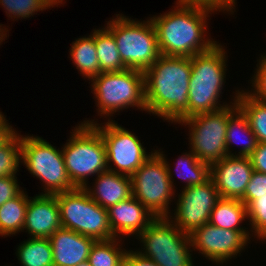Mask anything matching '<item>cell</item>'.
I'll list each match as a JSON object with an SVG mask.
<instances>
[{
	"instance_id": "cell-36",
	"label": "cell",
	"mask_w": 266,
	"mask_h": 266,
	"mask_svg": "<svg viewBox=\"0 0 266 266\" xmlns=\"http://www.w3.org/2000/svg\"><path fill=\"white\" fill-rule=\"evenodd\" d=\"M122 266H159L156 262L140 255L137 250L126 251Z\"/></svg>"
},
{
	"instance_id": "cell-15",
	"label": "cell",
	"mask_w": 266,
	"mask_h": 266,
	"mask_svg": "<svg viewBox=\"0 0 266 266\" xmlns=\"http://www.w3.org/2000/svg\"><path fill=\"white\" fill-rule=\"evenodd\" d=\"M253 171L249 157L227 156L210 165V178L220 197L241 199Z\"/></svg>"
},
{
	"instance_id": "cell-8",
	"label": "cell",
	"mask_w": 266,
	"mask_h": 266,
	"mask_svg": "<svg viewBox=\"0 0 266 266\" xmlns=\"http://www.w3.org/2000/svg\"><path fill=\"white\" fill-rule=\"evenodd\" d=\"M62 228L98 240L115 238L112 234L107 209L97 204L85 188L55 194Z\"/></svg>"
},
{
	"instance_id": "cell-35",
	"label": "cell",
	"mask_w": 266,
	"mask_h": 266,
	"mask_svg": "<svg viewBox=\"0 0 266 266\" xmlns=\"http://www.w3.org/2000/svg\"><path fill=\"white\" fill-rule=\"evenodd\" d=\"M248 157L254 171L266 174V143H258L256 149Z\"/></svg>"
},
{
	"instance_id": "cell-1",
	"label": "cell",
	"mask_w": 266,
	"mask_h": 266,
	"mask_svg": "<svg viewBox=\"0 0 266 266\" xmlns=\"http://www.w3.org/2000/svg\"><path fill=\"white\" fill-rule=\"evenodd\" d=\"M147 112L168 122L189 117L188 90L191 78L189 57L160 55L145 72Z\"/></svg>"
},
{
	"instance_id": "cell-38",
	"label": "cell",
	"mask_w": 266,
	"mask_h": 266,
	"mask_svg": "<svg viewBox=\"0 0 266 266\" xmlns=\"http://www.w3.org/2000/svg\"><path fill=\"white\" fill-rule=\"evenodd\" d=\"M5 118L6 116L0 112V147L16 133L14 128L7 123Z\"/></svg>"
},
{
	"instance_id": "cell-12",
	"label": "cell",
	"mask_w": 266,
	"mask_h": 266,
	"mask_svg": "<svg viewBox=\"0 0 266 266\" xmlns=\"http://www.w3.org/2000/svg\"><path fill=\"white\" fill-rule=\"evenodd\" d=\"M82 124L92 125L101 134L110 171L131 176L154 153L147 154L138 137L113 120L109 119L103 126L94 120L83 121ZM110 162L115 165L114 168Z\"/></svg>"
},
{
	"instance_id": "cell-33",
	"label": "cell",
	"mask_w": 266,
	"mask_h": 266,
	"mask_svg": "<svg viewBox=\"0 0 266 266\" xmlns=\"http://www.w3.org/2000/svg\"><path fill=\"white\" fill-rule=\"evenodd\" d=\"M264 194H266V174L253 171L244 196L240 200L247 206L252 200L257 199V195Z\"/></svg>"
},
{
	"instance_id": "cell-11",
	"label": "cell",
	"mask_w": 266,
	"mask_h": 266,
	"mask_svg": "<svg viewBox=\"0 0 266 266\" xmlns=\"http://www.w3.org/2000/svg\"><path fill=\"white\" fill-rule=\"evenodd\" d=\"M21 162L27 170L44 183L41 194L55 195L75 189L64 162L62 150L42 137L21 135Z\"/></svg>"
},
{
	"instance_id": "cell-4",
	"label": "cell",
	"mask_w": 266,
	"mask_h": 266,
	"mask_svg": "<svg viewBox=\"0 0 266 266\" xmlns=\"http://www.w3.org/2000/svg\"><path fill=\"white\" fill-rule=\"evenodd\" d=\"M105 27L113 36L127 69L145 72L160 57L157 35L151 19L135 21L116 14Z\"/></svg>"
},
{
	"instance_id": "cell-5",
	"label": "cell",
	"mask_w": 266,
	"mask_h": 266,
	"mask_svg": "<svg viewBox=\"0 0 266 266\" xmlns=\"http://www.w3.org/2000/svg\"><path fill=\"white\" fill-rule=\"evenodd\" d=\"M74 128L69 142L62 147V154L72 184L76 188H85L89 176L108 170L106 146L92 125L81 123Z\"/></svg>"
},
{
	"instance_id": "cell-7",
	"label": "cell",
	"mask_w": 266,
	"mask_h": 266,
	"mask_svg": "<svg viewBox=\"0 0 266 266\" xmlns=\"http://www.w3.org/2000/svg\"><path fill=\"white\" fill-rule=\"evenodd\" d=\"M164 155L160 150H154L131 175L132 195L155 217L170 216L169 204L175 193L171 166Z\"/></svg>"
},
{
	"instance_id": "cell-20",
	"label": "cell",
	"mask_w": 266,
	"mask_h": 266,
	"mask_svg": "<svg viewBox=\"0 0 266 266\" xmlns=\"http://www.w3.org/2000/svg\"><path fill=\"white\" fill-rule=\"evenodd\" d=\"M245 218H248L247 206L240 199L221 197L212 209L208 223L223 229L248 231L240 226Z\"/></svg>"
},
{
	"instance_id": "cell-31",
	"label": "cell",
	"mask_w": 266,
	"mask_h": 266,
	"mask_svg": "<svg viewBox=\"0 0 266 266\" xmlns=\"http://www.w3.org/2000/svg\"><path fill=\"white\" fill-rule=\"evenodd\" d=\"M247 216L251 224L252 232L257 239L266 240V194L257 195V199L252 200L247 205Z\"/></svg>"
},
{
	"instance_id": "cell-21",
	"label": "cell",
	"mask_w": 266,
	"mask_h": 266,
	"mask_svg": "<svg viewBox=\"0 0 266 266\" xmlns=\"http://www.w3.org/2000/svg\"><path fill=\"white\" fill-rule=\"evenodd\" d=\"M88 37H81L72 43L70 49L71 60L81 75L88 80L98 76L100 65L95 45V30Z\"/></svg>"
},
{
	"instance_id": "cell-30",
	"label": "cell",
	"mask_w": 266,
	"mask_h": 266,
	"mask_svg": "<svg viewBox=\"0 0 266 266\" xmlns=\"http://www.w3.org/2000/svg\"><path fill=\"white\" fill-rule=\"evenodd\" d=\"M21 163V135L17 132L0 147V177L16 176Z\"/></svg>"
},
{
	"instance_id": "cell-17",
	"label": "cell",
	"mask_w": 266,
	"mask_h": 266,
	"mask_svg": "<svg viewBox=\"0 0 266 266\" xmlns=\"http://www.w3.org/2000/svg\"><path fill=\"white\" fill-rule=\"evenodd\" d=\"M107 212L110 228L115 238H120L119 234L138 236L156 218L133 195L109 207Z\"/></svg>"
},
{
	"instance_id": "cell-34",
	"label": "cell",
	"mask_w": 266,
	"mask_h": 266,
	"mask_svg": "<svg viewBox=\"0 0 266 266\" xmlns=\"http://www.w3.org/2000/svg\"><path fill=\"white\" fill-rule=\"evenodd\" d=\"M17 182L16 176L0 177V206L23 191Z\"/></svg>"
},
{
	"instance_id": "cell-19",
	"label": "cell",
	"mask_w": 266,
	"mask_h": 266,
	"mask_svg": "<svg viewBox=\"0 0 266 266\" xmlns=\"http://www.w3.org/2000/svg\"><path fill=\"white\" fill-rule=\"evenodd\" d=\"M94 183V188L86 186L85 189L90 197L105 209L132 196L131 176L106 170L97 175Z\"/></svg>"
},
{
	"instance_id": "cell-24",
	"label": "cell",
	"mask_w": 266,
	"mask_h": 266,
	"mask_svg": "<svg viewBox=\"0 0 266 266\" xmlns=\"http://www.w3.org/2000/svg\"><path fill=\"white\" fill-rule=\"evenodd\" d=\"M95 45L101 73L127 69L121 60L114 36L105 27L95 29Z\"/></svg>"
},
{
	"instance_id": "cell-40",
	"label": "cell",
	"mask_w": 266,
	"mask_h": 266,
	"mask_svg": "<svg viewBox=\"0 0 266 266\" xmlns=\"http://www.w3.org/2000/svg\"><path fill=\"white\" fill-rule=\"evenodd\" d=\"M76 266H91L89 261H84V262H81L80 264L76 265Z\"/></svg>"
},
{
	"instance_id": "cell-9",
	"label": "cell",
	"mask_w": 266,
	"mask_h": 266,
	"mask_svg": "<svg viewBox=\"0 0 266 266\" xmlns=\"http://www.w3.org/2000/svg\"><path fill=\"white\" fill-rule=\"evenodd\" d=\"M138 238L144 250L137 252L159 266H194L190 235L182 232L169 217H156Z\"/></svg>"
},
{
	"instance_id": "cell-14",
	"label": "cell",
	"mask_w": 266,
	"mask_h": 266,
	"mask_svg": "<svg viewBox=\"0 0 266 266\" xmlns=\"http://www.w3.org/2000/svg\"><path fill=\"white\" fill-rule=\"evenodd\" d=\"M248 231H235L215 227L209 223L195 229L190 235L192 249L203 254L213 263H226L241 254L250 240Z\"/></svg>"
},
{
	"instance_id": "cell-2",
	"label": "cell",
	"mask_w": 266,
	"mask_h": 266,
	"mask_svg": "<svg viewBox=\"0 0 266 266\" xmlns=\"http://www.w3.org/2000/svg\"><path fill=\"white\" fill-rule=\"evenodd\" d=\"M176 9L151 17L161 55L192 57L210 50L217 41L205 39L208 14L217 9L177 0Z\"/></svg>"
},
{
	"instance_id": "cell-37",
	"label": "cell",
	"mask_w": 266,
	"mask_h": 266,
	"mask_svg": "<svg viewBox=\"0 0 266 266\" xmlns=\"http://www.w3.org/2000/svg\"><path fill=\"white\" fill-rule=\"evenodd\" d=\"M186 3L202 4L213 7L220 11L233 12L235 0H181Z\"/></svg>"
},
{
	"instance_id": "cell-25",
	"label": "cell",
	"mask_w": 266,
	"mask_h": 266,
	"mask_svg": "<svg viewBox=\"0 0 266 266\" xmlns=\"http://www.w3.org/2000/svg\"><path fill=\"white\" fill-rule=\"evenodd\" d=\"M21 266H54L53 250L49 238H31L17 248Z\"/></svg>"
},
{
	"instance_id": "cell-27",
	"label": "cell",
	"mask_w": 266,
	"mask_h": 266,
	"mask_svg": "<svg viewBox=\"0 0 266 266\" xmlns=\"http://www.w3.org/2000/svg\"><path fill=\"white\" fill-rule=\"evenodd\" d=\"M177 175L186 180V187L203 184L210 178V165L200 161L194 152L184 153L176 164Z\"/></svg>"
},
{
	"instance_id": "cell-32",
	"label": "cell",
	"mask_w": 266,
	"mask_h": 266,
	"mask_svg": "<svg viewBox=\"0 0 266 266\" xmlns=\"http://www.w3.org/2000/svg\"><path fill=\"white\" fill-rule=\"evenodd\" d=\"M257 68L251 81L254 90H248L247 93L254 99L266 103V55H261Z\"/></svg>"
},
{
	"instance_id": "cell-10",
	"label": "cell",
	"mask_w": 266,
	"mask_h": 266,
	"mask_svg": "<svg viewBox=\"0 0 266 266\" xmlns=\"http://www.w3.org/2000/svg\"><path fill=\"white\" fill-rule=\"evenodd\" d=\"M236 91L234 103L216 111L200 113L187 117L178 122L181 125H189L190 148L197 158L209 165L227 157L226 129L229 116L238 108L236 103L239 95Z\"/></svg>"
},
{
	"instance_id": "cell-16",
	"label": "cell",
	"mask_w": 266,
	"mask_h": 266,
	"mask_svg": "<svg viewBox=\"0 0 266 266\" xmlns=\"http://www.w3.org/2000/svg\"><path fill=\"white\" fill-rule=\"evenodd\" d=\"M62 228L56 195L39 194L28 199L23 227L31 238H49Z\"/></svg>"
},
{
	"instance_id": "cell-22",
	"label": "cell",
	"mask_w": 266,
	"mask_h": 266,
	"mask_svg": "<svg viewBox=\"0 0 266 266\" xmlns=\"http://www.w3.org/2000/svg\"><path fill=\"white\" fill-rule=\"evenodd\" d=\"M237 132H243V134H246L247 136L243 137L244 145L240 148V152H238L236 156L248 157L256 149L258 141L250 127L247 117L239 108H237L228 118L226 129V149L228 156H234V153H231L232 151H230L231 144L234 142L241 143L243 141L239 142L237 140V137H235L237 136Z\"/></svg>"
},
{
	"instance_id": "cell-39",
	"label": "cell",
	"mask_w": 266,
	"mask_h": 266,
	"mask_svg": "<svg viewBox=\"0 0 266 266\" xmlns=\"http://www.w3.org/2000/svg\"><path fill=\"white\" fill-rule=\"evenodd\" d=\"M3 24L0 25V44L3 42V40L7 37V32L9 31L7 28H2Z\"/></svg>"
},
{
	"instance_id": "cell-28",
	"label": "cell",
	"mask_w": 266,
	"mask_h": 266,
	"mask_svg": "<svg viewBox=\"0 0 266 266\" xmlns=\"http://www.w3.org/2000/svg\"><path fill=\"white\" fill-rule=\"evenodd\" d=\"M119 239L95 241L88 261L91 266H122L126 250L121 249ZM119 242V243H118ZM119 246V247H118Z\"/></svg>"
},
{
	"instance_id": "cell-6",
	"label": "cell",
	"mask_w": 266,
	"mask_h": 266,
	"mask_svg": "<svg viewBox=\"0 0 266 266\" xmlns=\"http://www.w3.org/2000/svg\"><path fill=\"white\" fill-rule=\"evenodd\" d=\"M98 115L106 116L129 107L147 112L145 100L144 72L125 69L117 72L100 73L91 79Z\"/></svg>"
},
{
	"instance_id": "cell-29",
	"label": "cell",
	"mask_w": 266,
	"mask_h": 266,
	"mask_svg": "<svg viewBox=\"0 0 266 266\" xmlns=\"http://www.w3.org/2000/svg\"><path fill=\"white\" fill-rule=\"evenodd\" d=\"M63 0H0L1 6L6 10L10 18H29L35 12L43 11L54 5H59ZM13 15V16H12Z\"/></svg>"
},
{
	"instance_id": "cell-26",
	"label": "cell",
	"mask_w": 266,
	"mask_h": 266,
	"mask_svg": "<svg viewBox=\"0 0 266 266\" xmlns=\"http://www.w3.org/2000/svg\"><path fill=\"white\" fill-rule=\"evenodd\" d=\"M236 103L247 117L258 143H266V103L254 99L244 90L239 92Z\"/></svg>"
},
{
	"instance_id": "cell-23",
	"label": "cell",
	"mask_w": 266,
	"mask_h": 266,
	"mask_svg": "<svg viewBox=\"0 0 266 266\" xmlns=\"http://www.w3.org/2000/svg\"><path fill=\"white\" fill-rule=\"evenodd\" d=\"M24 190L0 206V236H10L23 230L28 204Z\"/></svg>"
},
{
	"instance_id": "cell-18",
	"label": "cell",
	"mask_w": 266,
	"mask_h": 266,
	"mask_svg": "<svg viewBox=\"0 0 266 266\" xmlns=\"http://www.w3.org/2000/svg\"><path fill=\"white\" fill-rule=\"evenodd\" d=\"M54 266H76L87 261L94 238L60 228L50 237Z\"/></svg>"
},
{
	"instance_id": "cell-3",
	"label": "cell",
	"mask_w": 266,
	"mask_h": 266,
	"mask_svg": "<svg viewBox=\"0 0 266 266\" xmlns=\"http://www.w3.org/2000/svg\"><path fill=\"white\" fill-rule=\"evenodd\" d=\"M223 48L220 43H216L210 50L190 57L189 117L229 105H221L218 102L227 70L226 53Z\"/></svg>"
},
{
	"instance_id": "cell-13",
	"label": "cell",
	"mask_w": 266,
	"mask_h": 266,
	"mask_svg": "<svg viewBox=\"0 0 266 266\" xmlns=\"http://www.w3.org/2000/svg\"><path fill=\"white\" fill-rule=\"evenodd\" d=\"M211 178L203 184L183 188L178 196L174 218L170 219L182 232L191 234L195 229L209 222L210 213L220 199ZM172 217V218H171Z\"/></svg>"
}]
</instances>
